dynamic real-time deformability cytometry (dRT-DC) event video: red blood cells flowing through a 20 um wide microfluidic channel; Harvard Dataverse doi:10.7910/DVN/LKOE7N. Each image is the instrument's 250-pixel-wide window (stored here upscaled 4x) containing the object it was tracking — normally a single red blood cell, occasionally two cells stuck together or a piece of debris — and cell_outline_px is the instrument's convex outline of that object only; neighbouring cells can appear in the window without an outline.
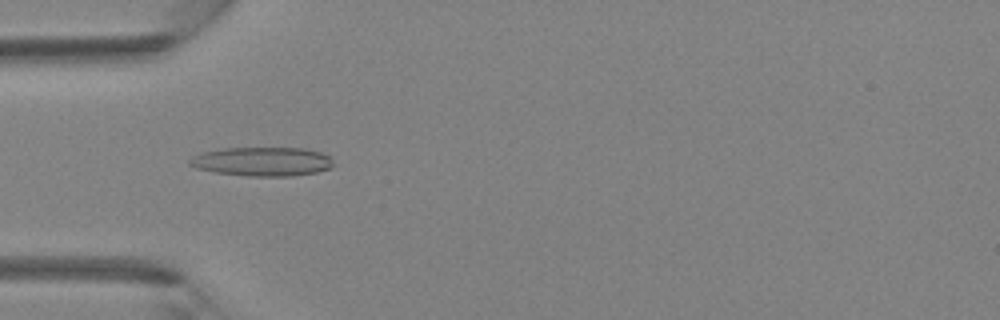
{"species": "Egyptian fruit bat (a non-hibernating species)", "species_latin": "Rousettus aegyptiacus", "temperature_condition": "room temperature", "stored_images_in_passage": 42, "camera_frame_rate_fps": 3000, "um_per_image_px": 0.085, "animal": {"sex": "female"}, "frame": {"image": 1, "passage_image": 13, "time_ms": 4.0, "image_size_px": [1000, 320], "cell_outline_px": [[332, 168], [316, 172], [292, 176], [244, 176], [216, 172], [196, 168], [188, 164], [188, 160], [192, 156], [204, 152], [224, 148], [304, 148], [320, 152], [328, 156], [332, 160]], "centroid_in_image_um": [22.28, 13.73], "position_along_channel_um": 62.7, "area_um2": 24.28}}
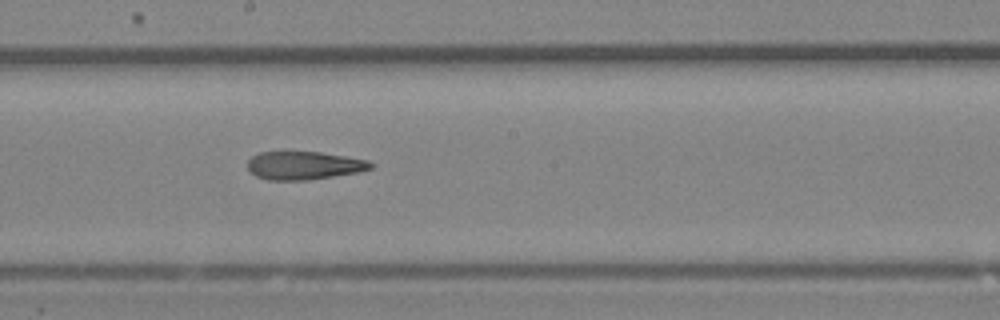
{"frame": {"image": 2, "passage_image": 23, "time_ms": 7.333, "image_size_px": [1000, 320], "cell_outline_px": [[376, 164], [372, 168], [356, 172], [308, 180], [268, 180], [256, 176], [248, 168], [248, 160], [252, 156], [260, 152], [288, 148], [320, 152], [368, 160]], "centroid_in_image_um": [25.79, 14.01], "position_along_channel_um": 222.4, "area_um2": 20.92}}
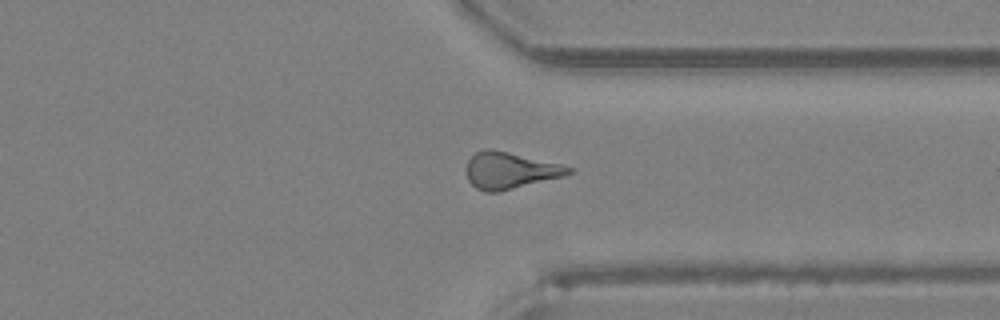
{"frame": {"image": 3, "passage_image": 32, "time_ms": 10.333, "image_size_px": [1000, 320], "cell_outline_px": [[572, 172], [564, 176], [500, 192], [484, 192], [476, 188], [468, 180], [464, 168], [468, 160], [476, 152], [484, 148], [492, 148], [560, 164], [572, 168]], "centroid_in_image_um": [43.29, 14.49], "position_along_channel_um": 368.1, "area_um2": 21.96}}